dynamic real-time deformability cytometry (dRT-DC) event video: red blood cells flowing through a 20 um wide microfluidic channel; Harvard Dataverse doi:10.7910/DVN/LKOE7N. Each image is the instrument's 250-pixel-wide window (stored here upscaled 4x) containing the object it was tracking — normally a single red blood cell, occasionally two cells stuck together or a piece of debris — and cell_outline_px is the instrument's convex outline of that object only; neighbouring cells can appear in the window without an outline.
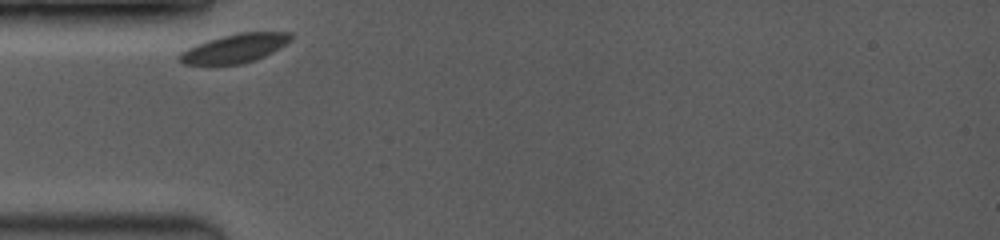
{"species": "common noctule bat (a hibernating species)", "species_latin": "Nyctalus noctula", "temperature_condition": "room temperature", "stored_images_in_passage": 6, "camera_frame_rate_fps": 3500, "um_per_image_px": 0.085, "animal": {"sex": "female", "body_mass_g": 19.0, "forearm_length_mm": 53.3}, "frame": {"image": 1, "passage_image": 1, "time_ms": 0.0, "image_size_px": [1000, 240], "cell_outline_px": [[292, 40], [280, 48], [264, 56], [240, 64], [184, 64], [180, 60], [180, 52], [196, 44], [208, 40], [240, 32], [292, 32]], "centroid_in_image_um": [20.0, 4.09], "position_along_channel_um": 65.0, "area_um2": 18.38}}
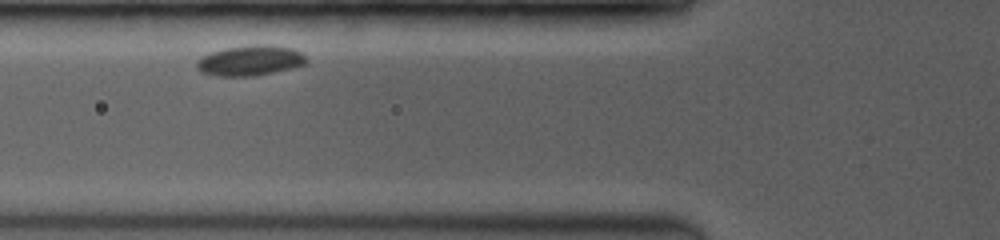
{"frame": {"image": 2, "passage_image": 4, "time_ms": 1.143, "image_size_px": [1000, 240], "cell_outline_px": [[308, 60], [304, 64], [272, 72], [252, 76], [216, 76], [200, 72], [196, 68], [196, 60], [200, 56], [212, 52], [228, 48], [256, 44], [272, 44], [292, 48], [300, 52]], "centroid_in_image_um": [21.21, 5.14], "position_along_channel_um": 104.6, "area_um2": 19.25}}